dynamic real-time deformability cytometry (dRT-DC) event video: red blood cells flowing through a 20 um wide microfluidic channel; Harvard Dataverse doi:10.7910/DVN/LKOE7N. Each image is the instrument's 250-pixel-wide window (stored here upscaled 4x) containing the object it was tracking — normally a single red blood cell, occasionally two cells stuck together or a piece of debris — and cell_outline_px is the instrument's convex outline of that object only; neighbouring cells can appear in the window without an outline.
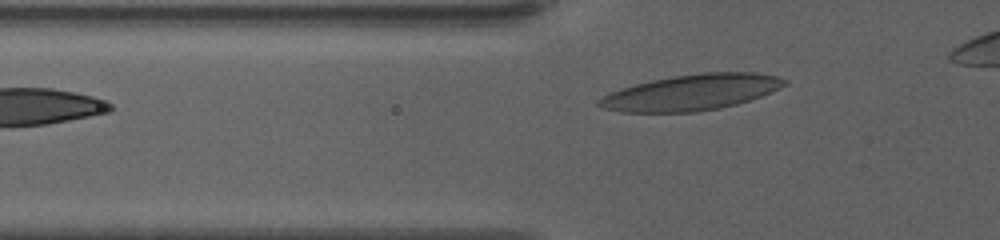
{"species": "human", "species_latin": "Homo sapiens", "temperature_condition": "warm", "stored_images_in_passage": 34, "camera_frame_rate_fps": 3000, "um_per_image_px": 0.085, "donor": {"sex": "female"}, "frame": {"image": 1, "passage_image": 3, "time_ms": 0.667, "image_size_px": [1000, 240], "cell_outline_px": [[788, 84], [780, 88], [760, 96], [736, 104], [720, 108], [696, 112], [620, 112], [604, 108], [596, 104], [596, 100], [608, 92], [620, 88], [652, 80], [700, 72], [756, 72], [776, 76], [788, 80]], "centroid_in_image_um": [58.75, 7.85], "position_along_channel_um": 67.1, "area_um2": 38.78}}
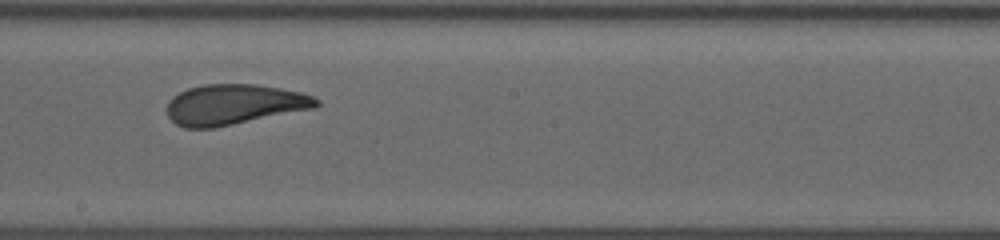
{"frame": {"image": 2, "passage_image": 17, "time_ms": 5.333, "image_size_px": [1000, 240], "cell_outline_px": [[320, 104], [316, 108], [212, 128], [184, 128], [176, 124], [168, 116], [168, 100], [172, 96], [188, 88], [204, 84], [256, 84], [280, 88], [300, 92], [312, 96], [320, 100]], "centroid_in_image_um": [19.9, 8.88], "position_along_channel_um": 228.3, "area_um2": 35.14}}
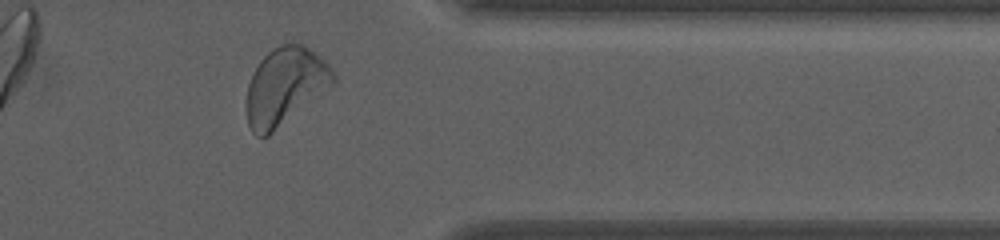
{"frame": {"image": 3, "passage_image": 31, "time_ms": 10.0, "image_size_px": [1000, 240], "cell_outline_px": [[336, 80], [332, 84], [268, 136], [256, 136], [252, 132], [248, 124], [248, 84], [260, 60], [272, 48], [280, 44], [304, 44], [320, 56], [332, 68], [336, 76]], "centroid_in_image_um": [24.24, 7.3], "position_along_channel_um": 387.2, "area_um2": 38.15}, "authors_computed_cell_mechanics": {"area_um2": 35.3447, "velocity_mm_per_s": 3.5611, "shape_relaxation_time_tau1_ms": 4.6002, "shape_relaxation_time_tau2_ms": 1.3318, "deformation_change_tau1": 0.1851, "deformation_change_tau2": 0.0934}}